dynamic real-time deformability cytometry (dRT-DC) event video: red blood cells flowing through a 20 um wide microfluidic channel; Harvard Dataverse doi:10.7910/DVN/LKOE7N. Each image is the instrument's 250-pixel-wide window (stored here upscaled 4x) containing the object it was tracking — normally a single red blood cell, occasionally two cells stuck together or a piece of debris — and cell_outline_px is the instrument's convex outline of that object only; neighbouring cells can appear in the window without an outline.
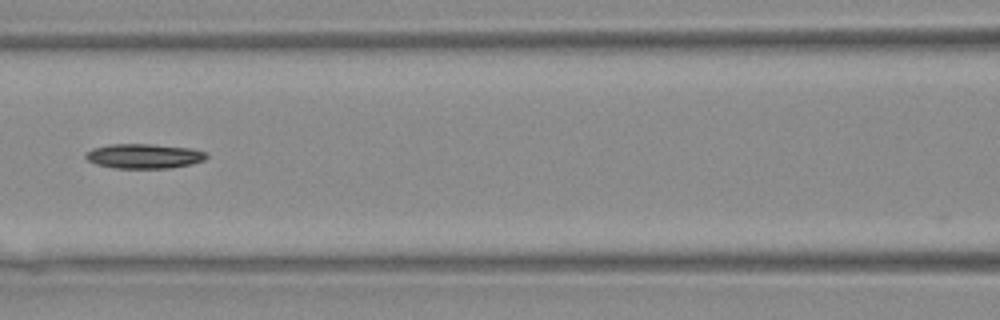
{"species": "Egyptian fruit bat (a non-hibernating species)", "species_latin": "Rousettus aegyptiacus", "temperature_condition": "warm", "stored_images_in_passage": 15, "camera_frame_rate_fps": 3000, "um_per_image_px": 0.085, "animal": {"sex": "female"}, "frame": {"image": 1, "passage_image": 11, "time_ms": 3.333, "image_size_px": [1000, 320], "cell_outline_px": [[208, 156], [204, 160], [192, 164], [168, 168], [112, 168], [96, 164], [88, 160], [84, 156], [84, 152], [92, 148], [108, 144], [148, 144], [192, 148], [204, 152]], "centroid_in_image_um": [12.19, 13.27], "position_along_channel_um": 154.4, "area_um2": 17.46}}